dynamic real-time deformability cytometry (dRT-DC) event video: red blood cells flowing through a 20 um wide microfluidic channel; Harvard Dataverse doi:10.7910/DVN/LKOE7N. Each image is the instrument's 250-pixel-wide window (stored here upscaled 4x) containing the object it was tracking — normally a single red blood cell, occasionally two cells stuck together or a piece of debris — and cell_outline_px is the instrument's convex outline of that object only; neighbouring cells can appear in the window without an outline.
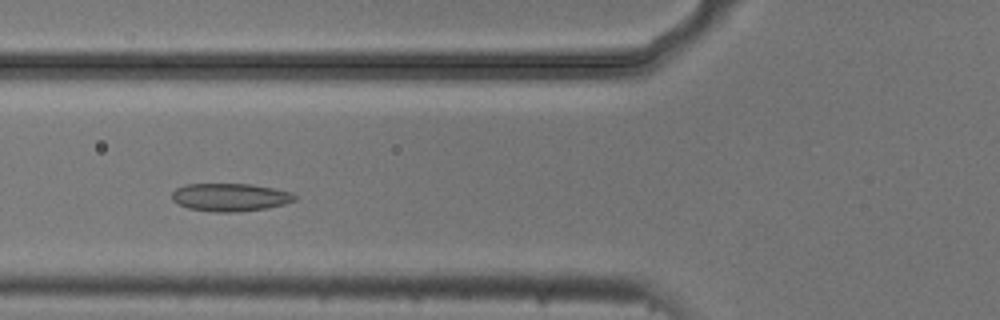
{"species": "common noctule bat (a hibernating species)", "species_latin": "Nyctalus noctula", "temperature_condition": "cold", "stored_images_in_passage": 7, "camera_frame_rate_fps": 3000, "um_per_image_px": 0.085, "animal": {"sex": "male", "body_mass_g": 20.5, "forearm_length_mm": 52.5}, "frame": {"image": 1, "passage_image": 2, "time_ms": 0.333, "image_size_px": [1000, 320], "cell_outline_px": [[296, 200], [284, 204], [268, 208], [240, 212], [212, 212], [188, 208], [176, 204], [172, 200], [172, 192], [176, 188], [184, 184], [252, 184], [292, 192], [296, 196]], "centroid_in_image_um": [19.54, 16.77], "position_along_channel_um": 106.3, "area_um2": 20.23}}
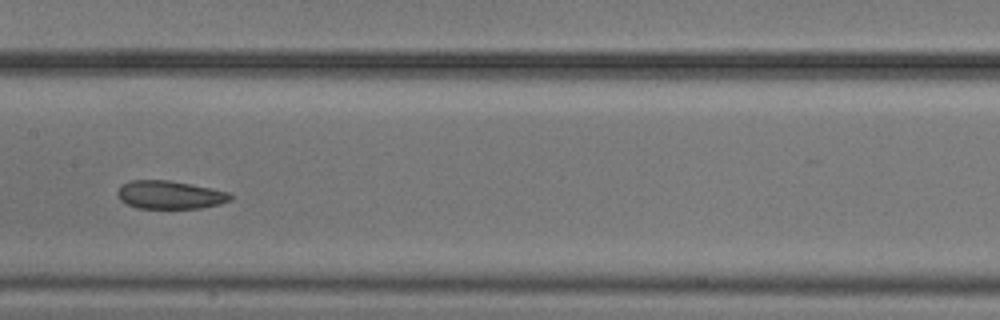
{"frame": {"image": 2, "passage_image": 4, "time_ms": 1.0, "image_size_px": [1000, 320], "cell_outline_px": [[232, 200], [220, 204], [200, 208], [136, 208], [120, 200], [116, 192], [120, 184], [132, 180], [168, 180], [228, 192], [232, 196]], "centroid_in_image_um": [14.39, 16.56], "position_along_channel_um": 193.0, "area_um2": 18.44}}
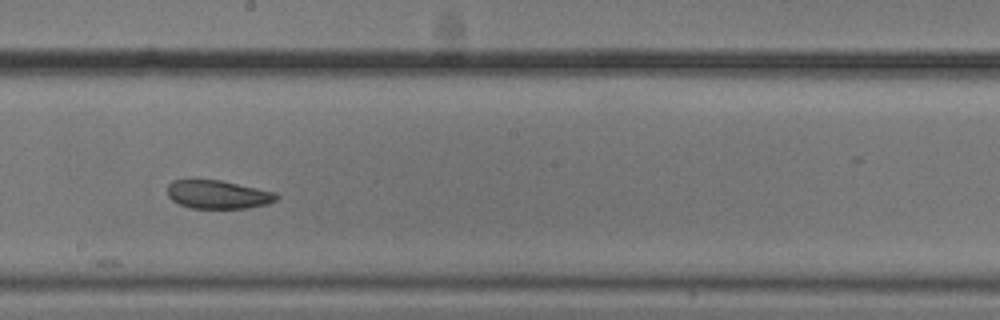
{"frame": {"image": 3, "passage_image": 5, "time_ms": 1.333, "image_size_px": [1000, 320], "cell_outline_px": [[280, 196], [276, 200], [268, 204], [248, 208], [192, 208], [180, 204], [172, 200], [168, 196], [168, 184], [172, 180], [220, 180], [276, 192]], "centroid_in_image_um": [18.55, 16.53], "position_along_channel_um": 229.6, "area_um2": 18.03}}